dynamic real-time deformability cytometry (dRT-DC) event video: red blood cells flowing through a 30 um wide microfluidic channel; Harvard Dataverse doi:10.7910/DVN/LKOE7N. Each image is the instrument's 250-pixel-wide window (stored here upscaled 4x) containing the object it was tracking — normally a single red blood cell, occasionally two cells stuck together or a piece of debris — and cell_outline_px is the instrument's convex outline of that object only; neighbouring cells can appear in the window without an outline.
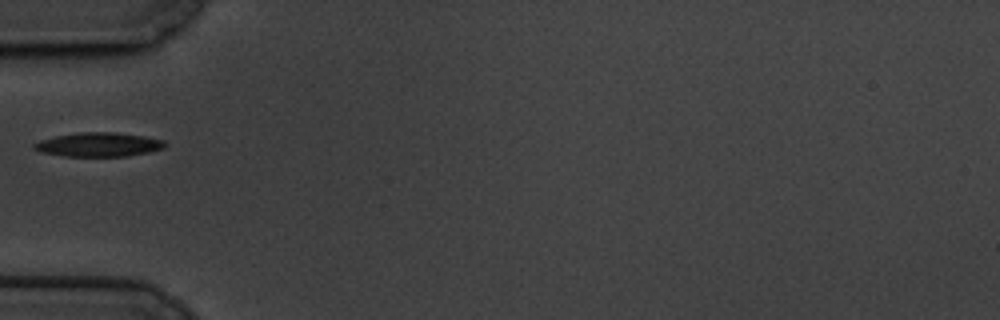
{"species": "common noctule bat (a hibernating species)", "species_latin": "Nyctalus noctula", "temperature_condition": "cold", "stored_images_in_passage": 41, "camera_frame_rate_fps": 3000, "um_per_image_px": 0.085, "animal": {"sex": "male", "body_mass_g": 19.5, "forearm_length_mm": 54.6}, "frame": {"image": 1, "passage_image": 1, "time_ms": 0.0, "image_size_px": [1000, 320], "cell_outline_px": [[164, 148], [148, 152], [124, 156], [64, 156], [40, 152], [32, 148], [32, 144], [40, 140], [56, 136], [80, 132], [116, 132], [144, 136], [164, 140]], "centroid_in_image_um": [8.34, 12.28], "position_along_channel_um": 76.7, "area_um2": 18.26}}
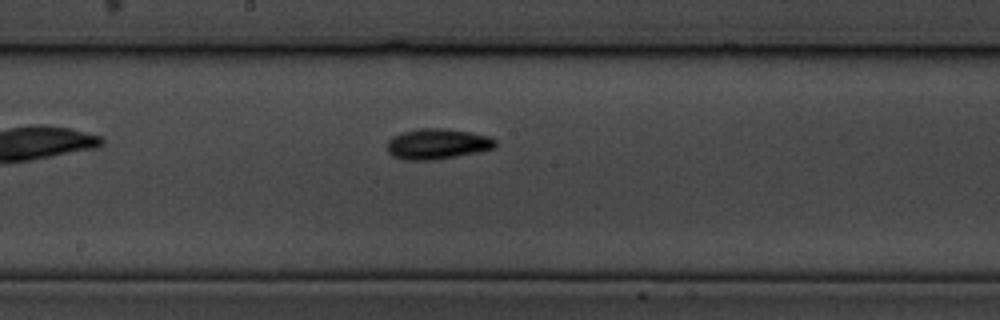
{"frame": {"image": 2, "passage_image": 13, "time_ms": 4.0, "image_size_px": [1000, 320], "cell_outline_px": [[496, 144], [492, 148], [480, 152], [432, 160], [404, 160], [392, 156], [388, 152], [388, 140], [392, 136], [400, 132], [420, 128], [444, 128], [472, 132], [488, 136], [496, 140]], "centroid_in_image_um": [37.15, 12.23], "position_along_channel_um": 211.1, "area_um2": 19.36}}
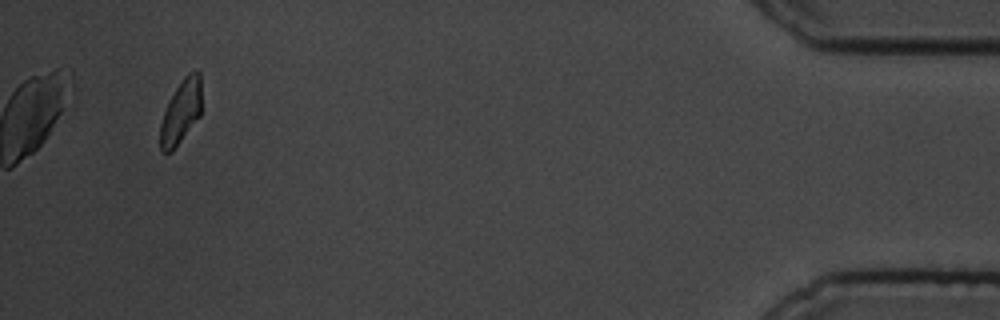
{"frame": {"image": 3, "passage_image": 38, "time_ms": 12.333, "image_size_px": [1000, 320], "cell_outline_px": [[200, 116], [172, 152], [160, 152], [160, 124], [168, 100], [184, 76], [188, 72], [200, 72]], "centroid_in_image_um": [15.35, 9.53], "position_along_channel_um": 419.8, "area_um2": 15.26}}